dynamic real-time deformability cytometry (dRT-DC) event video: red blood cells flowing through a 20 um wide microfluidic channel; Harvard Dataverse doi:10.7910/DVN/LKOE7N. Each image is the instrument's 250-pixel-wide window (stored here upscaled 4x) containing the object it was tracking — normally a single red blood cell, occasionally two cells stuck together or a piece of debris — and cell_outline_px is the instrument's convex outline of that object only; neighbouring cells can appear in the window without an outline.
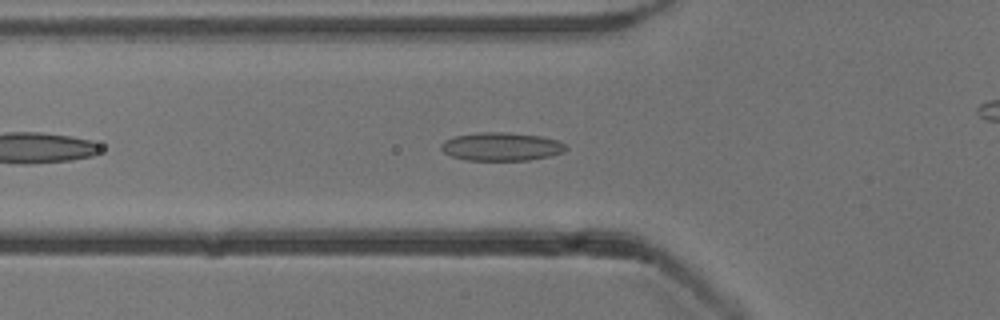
{"species": "common noctule bat (a hibernating species)", "species_latin": "Nyctalus noctula", "temperature_condition": "cold", "stored_images_in_passage": 27, "camera_frame_rate_fps": 3000, "um_per_image_px": 0.085, "animal": {"sex": "male", "body_mass_g": 13.3}, "frame": {"image": 1, "passage_image": 7, "time_ms": 2.0, "image_size_px": [1000, 320], "cell_outline_px": [[568, 148], [564, 152], [552, 156], [528, 160], [464, 160], [452, 156], [444, 152], [440, 148], [440, 144], [444, 140], [452, 136], [476, 132], [504, 132], [540, 136], [556, 140], [564, 144]], "centroid_in_image_um": [42.58, 12.46], "position_along_channel_um": 83.2, "area_um2": 20.75}}
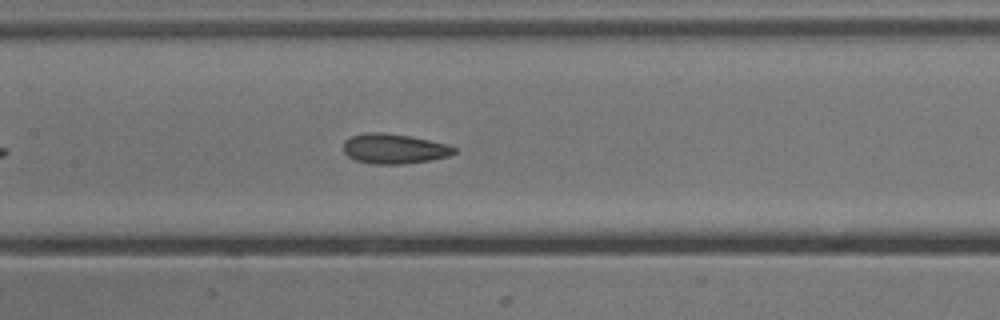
{"frame": {"image": 2, "passage_image": 14, "time_ms": 4.333, "image_size_px": [1000, 320], "cell_outline_px": [[456, 152], [448, 156], [432, 160], [404, 164], [372, 164], [356, 160], [348, 156], [344, 152], [344, 140], [352, 136], [368, 132], [384, 132], [412, 136], [448, 144], [456, 148]], "centroid_in_image_um": [33.52, 12.64], "position_along_channel_um": 173.9, "area_um2": 19.48}}
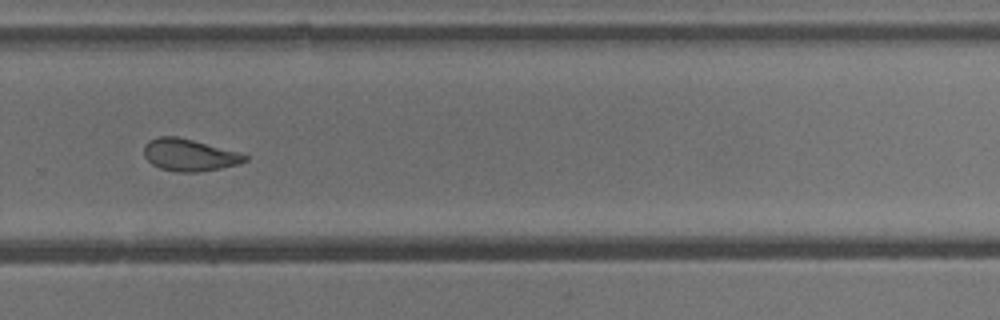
{"frame": {"image": 3, "passage_image": 25, "time_ms": 8.0, "image_size_px": [1000, 320], "cell_outline_px": [[248, 160], [240, 164], [200, 172], [176, 172], [160, 168], [152, 164], [144, 156], [144, 144], [148, 140], [156, 136], [176, 136], [240, 152], [248, 156]], "centroid_in_image_um": [16.09, 13.17], "position_along_channel_um": 313.7, "area_um2": 19.02}}